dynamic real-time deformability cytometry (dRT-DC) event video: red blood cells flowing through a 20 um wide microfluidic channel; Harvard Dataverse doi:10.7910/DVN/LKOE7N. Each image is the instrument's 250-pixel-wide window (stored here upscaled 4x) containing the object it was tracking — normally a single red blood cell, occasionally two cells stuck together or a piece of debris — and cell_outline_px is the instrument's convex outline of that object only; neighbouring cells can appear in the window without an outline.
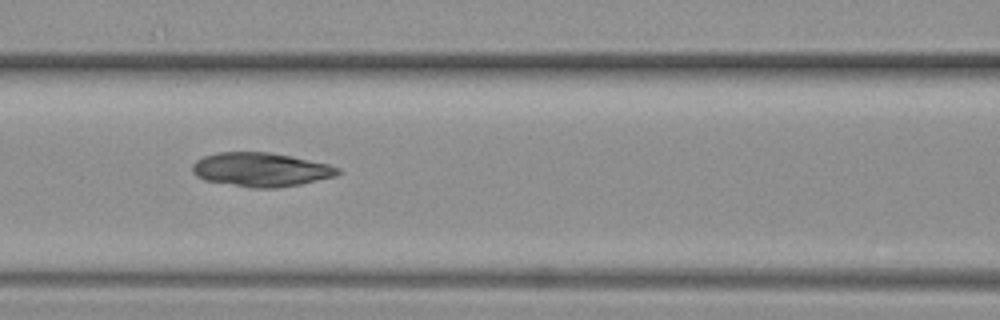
{"species": "common noctule bat (a hibernating species)", "species_latin": "Nyctalus noctula", "temperature_condition": "warm", "stored_images_in_passage": 11, "camera_frame_rate_fps": 3000, "um_per_image_px": 0.085, "animal": {"sex": "female", "body_mass_g": 19.3, "forearm_length_mm": 54.1}, "frame": {"image": 1, "passage_image": 10, "time_ms": 3.0, "image_size_px": [1000, 320], "cell_outline_px": [[340, 172], [336, 176], [300, 184], [280, 188], [248, 188], [204, 180], [196, 176], [192, 172], [192, 164], [196, 160], [204, 156], [216, 152], [268, 152], [292, 156], [328, 164], [340, 168]], "centroid_in_image_um": [22.15, 14.42], "position_along_channel_um": 144.4, "area_um2": 29.02}}
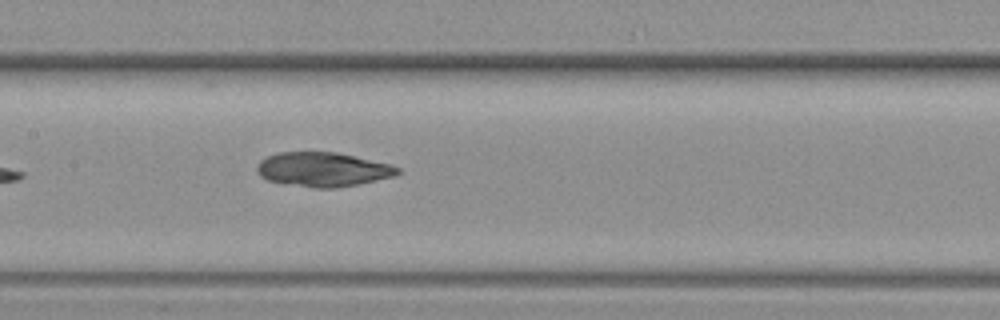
{"frame": {"image": 2, "passage_image": 11, "time_ms": 3.333, "image_size_px": [1000, 320], "cell_outline_px": [[400, 172], [396, 176], [356, 184], [332, 188], [312, 188], [284, 184], [268, 180], [260, 176], [256, 168], [260, 160], [276, 152], [336, 152], [388, 164], [400, 168]], "centroid_in_image_um": [27.4, 14.4], "position_along_channel_um": 180.0, "area_um2": 27.98}}